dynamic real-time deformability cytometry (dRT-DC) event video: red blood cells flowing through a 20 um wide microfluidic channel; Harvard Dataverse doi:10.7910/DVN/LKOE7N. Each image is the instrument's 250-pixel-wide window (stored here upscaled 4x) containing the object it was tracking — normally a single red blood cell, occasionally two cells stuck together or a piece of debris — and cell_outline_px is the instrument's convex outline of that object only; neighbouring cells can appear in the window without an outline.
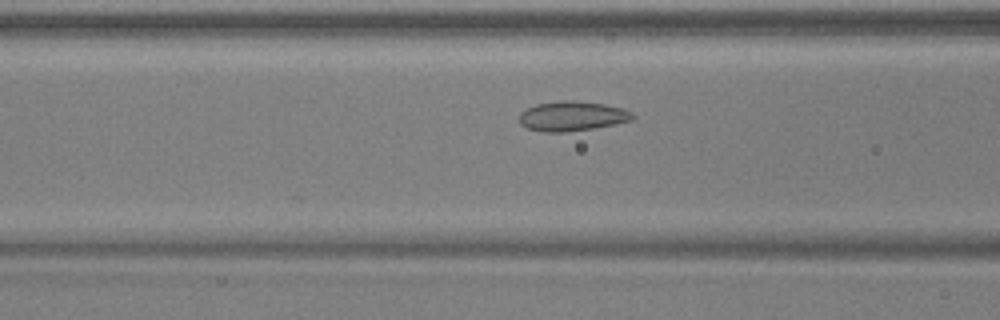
{"species": "common noctule bat (a hibernating species)", "species_latin": "Nyctalus noctula", "temperature_condition": "warm", "stored_images_in_passage": 22, "camera_frame_rate_fps": 3000, "um_per_image_px": 0.085, "animal": {"sex": "male", "body_mass_g": 17.9, "forearm_length_mm": 54.2}, "frame": {"image": 1, "passage_image": 13, "time_ms": 4.0, "image_size_px": [1000, 320], "cell_outline_px": [[636, 116], [632, 120], [616, 124], [592, 128], [564, 132], [544, 132], [528, 128], [520, 124], [520, 112], [536, 104], [560, 100], [572, 100], [604, 104], [624, 108], [632, 112]], "centroid_in_image_um": [48.66, 9.86], "position_along_channel_um": 117.9, "area_um2": 19.65}}
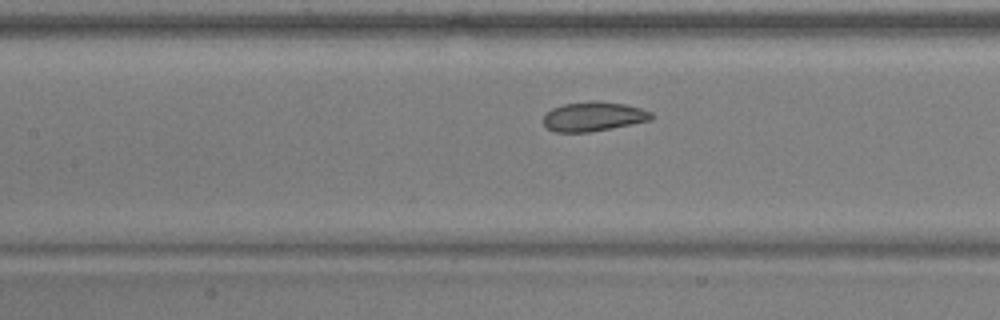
{"frame": {"image": 2, "passage_image": 16, "time_ms": 5.0, "image_size_px": [1000, 320], "cell_outline_px": [[656, 116], [652, 120], [592, 132], [556, 132], [548, 128], [544, 124], [544, 116], [552, 108], [564, 104], [592, 100], [596, 100], [624, 104], [640, 108], [652, 112]], "centroid_in_image_um": [50.49, 9.9], "position_along_channel_um": 156.9, "area_um2": 18.61}}